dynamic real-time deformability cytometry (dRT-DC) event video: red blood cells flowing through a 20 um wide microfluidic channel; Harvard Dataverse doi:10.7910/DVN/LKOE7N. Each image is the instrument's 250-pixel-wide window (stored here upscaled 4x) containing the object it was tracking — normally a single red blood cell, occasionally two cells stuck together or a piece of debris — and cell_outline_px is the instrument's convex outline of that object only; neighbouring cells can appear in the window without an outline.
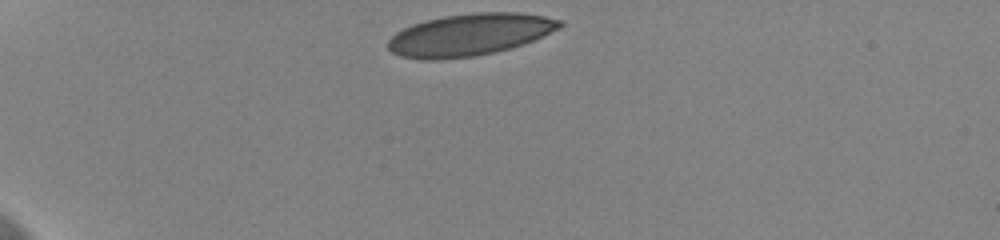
{"species": "human", "species_latin": "Homo sapiens", "temperature_condition": "cold", "stored_images_in_passage": 35, "camera_frame_rate_fps": 3000, "um_per_image_px": 0.085, "donor": {"sex": "female"}, "frame": {"image": 1, "passage_image": 1, "time_ms": 0.0, "image_size_px": [1000, 240], "cell_outline_px": [[564, 24], [560, 28], [524, 44], [492, 52], [472, 56], [440, 60], [420, 60], [400, 56], [392, 52], [388, 48], [388, 40], [396, 32], [412, 24], [444, 16], [476, 12], [520, 12], [544, 16], [564, 20]], "centroid_in_image_um": [39.93, 2.94], "position_along_channel_um": 45.1, "area_um2": 42.02}}
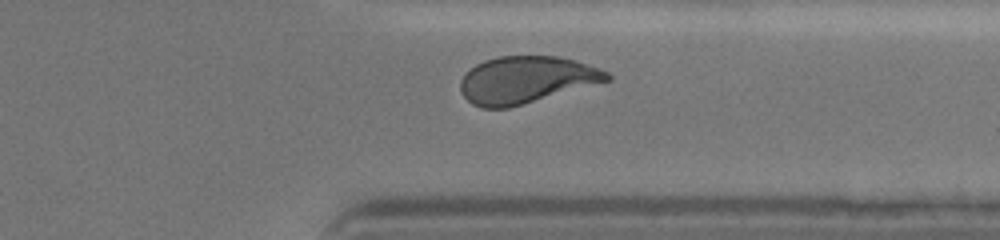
{"frame": {"image": 2, "passage_image": 32, "time_ms": 10.333, "image_size_px": [1000, 240], "cell_outline_px": [[612, 80], [508, 108], [480, 108], [472, 104], [460, 92], [460, 80], [464, 72], [476, 64], [484, 60], [500, 56], [556, 56], [576, 60], [600, 68], [608, 72], [612, 76]], "centroid_in_image_um": [44.71, 6.78], "position_along_channel_um": 366.7, "area_um2": 40.4}, "authors_computed_cell_mechanics": {"area_um2": 41.7894, "velocity_mm_per_s": 3.6245, "shape_relaxation_time_tau1_ms": 6.9716, "shape_relaxation_time_tau2_ms": 0.8091, "deformation_change_tau1": 0.1664, "deformation_change_tau2": 0.079}}